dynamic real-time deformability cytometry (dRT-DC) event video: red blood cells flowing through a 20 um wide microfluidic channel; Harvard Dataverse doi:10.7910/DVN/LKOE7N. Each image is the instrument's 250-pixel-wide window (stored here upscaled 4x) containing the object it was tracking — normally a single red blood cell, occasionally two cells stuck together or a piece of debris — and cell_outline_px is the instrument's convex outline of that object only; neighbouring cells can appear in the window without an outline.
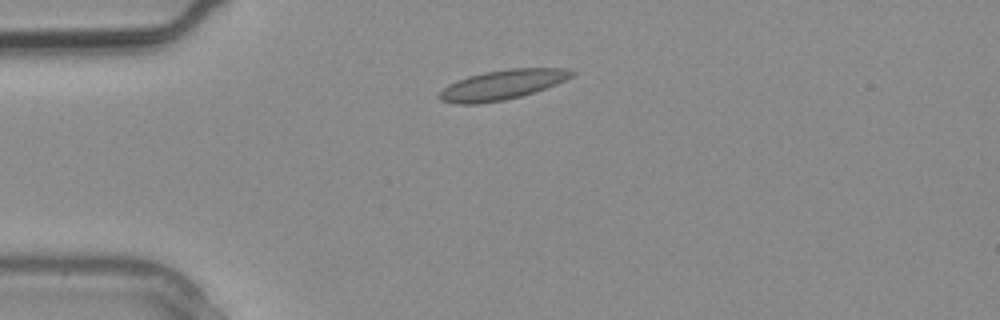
{"species": "common noctule bat (a hibernating species)", "species_latin": "Nyctalus noctula", "temperature_condition": "warm", "stored_images_in_passage": 3, "camera_frame_rate_fps": 3000, "um_per_image_px": 0.085, "animal": {"sex": "male", "body_mass_g": 20.4}, "frame": {"image": 1, "passage_image": 3, "time_ms": 0.667, "image_size_px": [1000, 320], "cell_outline_px": [[576, 72], [572, 76], [556, 84], [536, 92], [504, 100], [480, 104], [456, 104], [440, 100], [436, 96], [448, 84], [468, 76], [484, 72], [508, 68], [568, 68]], "centroid_in_image_um": [42.68, 7.21], "position_along_channel_um": 42.3, "area_um2": 23.06}}